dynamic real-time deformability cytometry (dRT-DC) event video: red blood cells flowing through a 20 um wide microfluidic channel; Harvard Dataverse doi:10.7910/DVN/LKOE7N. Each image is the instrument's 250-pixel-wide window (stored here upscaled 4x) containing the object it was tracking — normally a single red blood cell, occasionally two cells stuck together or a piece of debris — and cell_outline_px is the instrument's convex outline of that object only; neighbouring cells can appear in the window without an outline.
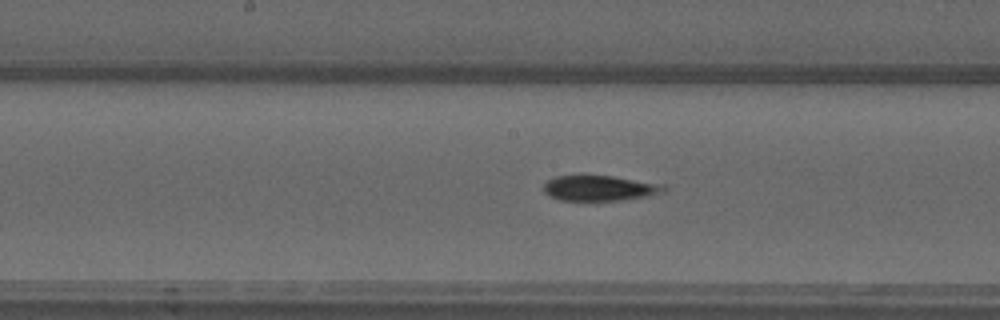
{"species": "common noctule bat (a hibernating species)", "species_latin": "Nyctalus noctula", "temperature_condition": "warm", "stored_images_in_passage": 37, "camera_frame_rate_fps": 3000, "um_per_image_px": 0.085, "animal": {"sex": "male", "forearm_length_mm": 52.5}, "frame": {"image": 1, "passage_image": 12, "time_ms": 3.667, "image_size_px": [1000, 320], "cell_outline_px": [[668, 188], [664, 192], [648, 196], [620, 200], [560, 200], [548, 196], [544, 192], [544, 184], [548, 180], [556, 176], [612, 176], [668, 184]], "centroid_in_image_um": [51.04, 15.99], "position_along_channel_um": 197.2, "area_um2": 17.86}}
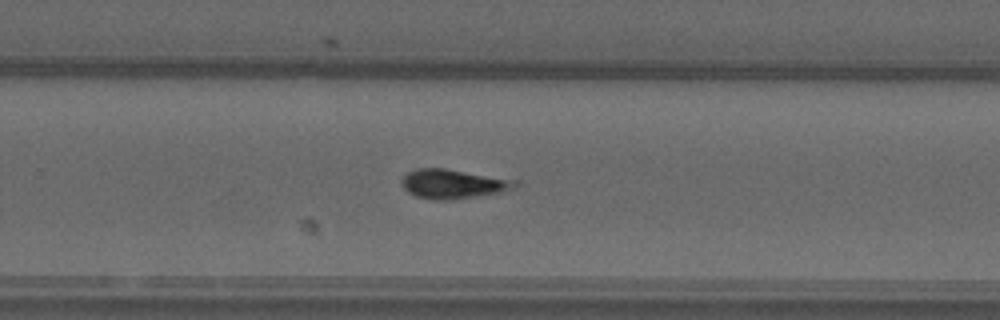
{"frame": {"image": 2, "passage_image": 19, "time_ms": 6.0, "image_size_px": [1000, 320], "cell_outline_px": [[520, 184], [500, 192], [452, 200], [432, 200], [416, 196], [408, 192], [404, 188], [400, 180], [408, 172], [416, 168], [444, 168], [520, 180]], "centroid_in_image_um": [38.51, 15.62], "position_along_channel_um": 291.3, "area_um2": 19.42}}
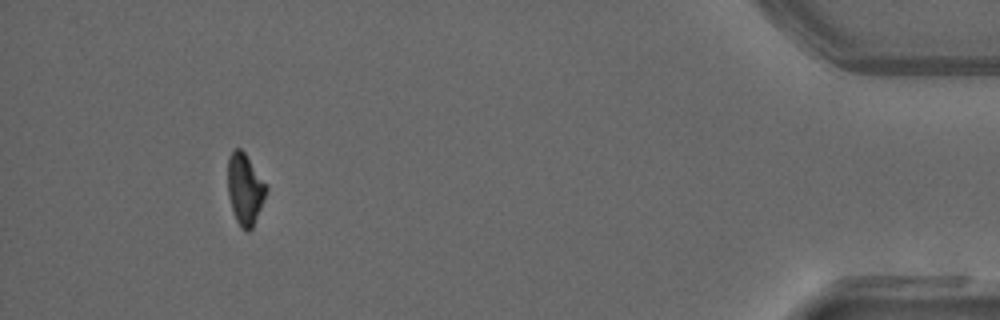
{"frame": {"image": 3, "passage_image": 33, "time_ms": 10.667, "image_size_px": [1000, 320], "cell_outline_px": [[268, 188], [252, 228], [248, 232], [240, 228], [232, 212], [228, 196], [228, 156], [236, 148], [240, 148], [244, 152], [268, 184]], "centroid_in_image_um": [20.82, 16.07], "position_along_channel_um": 414.4, "area_um2": 16.07}}